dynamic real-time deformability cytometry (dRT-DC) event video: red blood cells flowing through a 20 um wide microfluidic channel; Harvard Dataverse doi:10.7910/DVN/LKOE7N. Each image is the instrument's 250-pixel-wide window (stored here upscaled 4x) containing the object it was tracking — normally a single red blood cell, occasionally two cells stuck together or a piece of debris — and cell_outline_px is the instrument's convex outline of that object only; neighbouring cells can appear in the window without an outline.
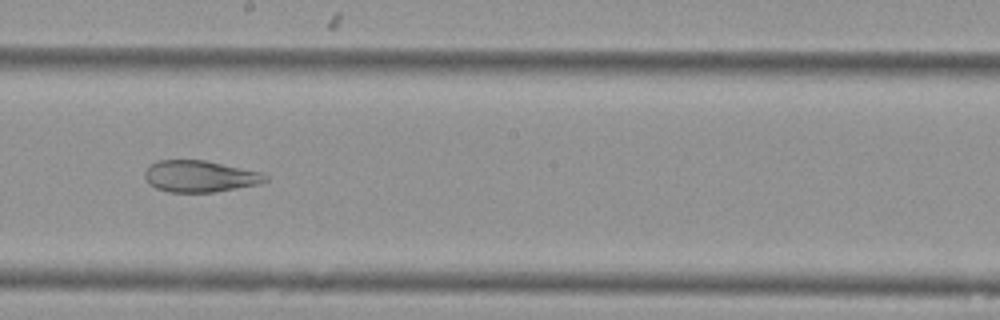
{"species": "Egyptian fruit bat (a non-hibernating species)", "species_latin": "Rousettus aegyptiacus", "temperature_condition": "cold", "stored_images_in_passage": 10, "camera_frame_rate_fps": 3000, "um_per_image_px": 0.085, "animal": {"sex": "female"}, "frame": {"image": 1, "passage_image": 9, "time_ms": 2.667, "image_size_px": [1000, 320], "cell_outline_px": [[268, 180], [260, 184], [216, 192], [168, 192], [156, 188], [148, 184], [144, 176], [144, 172], [148, 164], [156, 160], [204, 160], [264, 172], [268, 176]], "centroid_in_image_um": [16.99, 14.98], "position_along_channel_um": 231.2, "area_um2": 22.6}}
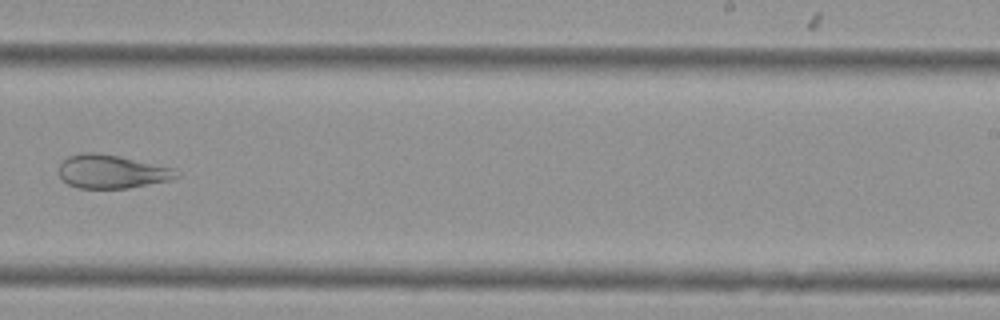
{"frame": {"image": 2, "passage_image": 10, "time_ms": 3.0, "image_size_px": [1000, 320], "cell_outline_px": [[180, 176], [168, 180], [128, 188], [76, 188], [68, 184], [60, 176], [60, 164], [68, 156], [84, 152], [92, 152], [120, 156], [176, 168]], "centroid_in_image_um": [9.52, 14.58], "position_along_channel_um": 279.5, "area_um2": 22.89}}